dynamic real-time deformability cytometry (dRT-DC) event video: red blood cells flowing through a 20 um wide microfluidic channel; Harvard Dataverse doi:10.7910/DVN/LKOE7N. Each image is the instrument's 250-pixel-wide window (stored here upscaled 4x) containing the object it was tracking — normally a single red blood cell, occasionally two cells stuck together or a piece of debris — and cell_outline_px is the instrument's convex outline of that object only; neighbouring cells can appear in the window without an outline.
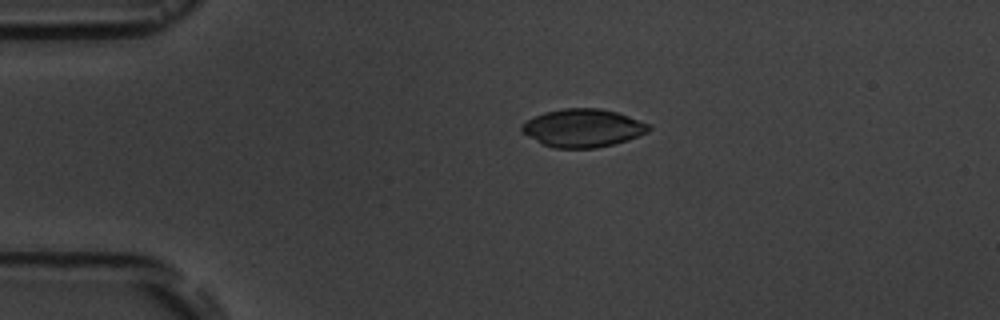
{"species": "common noctule bat (a hibernating species)", "species_latin": "Nyctalus noctula", "temperature_condition": "room temperature", "stored_images_in_passage": 2, "camera_frame_rate_fps": 3000, "um_per_image_px": 0.085, "animal": {"sex": "male", "body_mass_g": 19.5, "forearm_length_mm": 54.6}, "frame": {"image": 1, "passage_image": 1, "time_ms": 0.0, "image_size_px": [1000, 320], "cell_outline_px": [[652, 128], [648, 132], [628, 140], [596, 148], [552, 148], [520, 132], [520, 124], [544, 112], [564, 108], [600, 108], [616, 112], [628, 116], [648, 124]], "centroid_in_image_um": [49.52, 10.88], "position_along_channel_um": 35.5, "area_um2": 28.09}}